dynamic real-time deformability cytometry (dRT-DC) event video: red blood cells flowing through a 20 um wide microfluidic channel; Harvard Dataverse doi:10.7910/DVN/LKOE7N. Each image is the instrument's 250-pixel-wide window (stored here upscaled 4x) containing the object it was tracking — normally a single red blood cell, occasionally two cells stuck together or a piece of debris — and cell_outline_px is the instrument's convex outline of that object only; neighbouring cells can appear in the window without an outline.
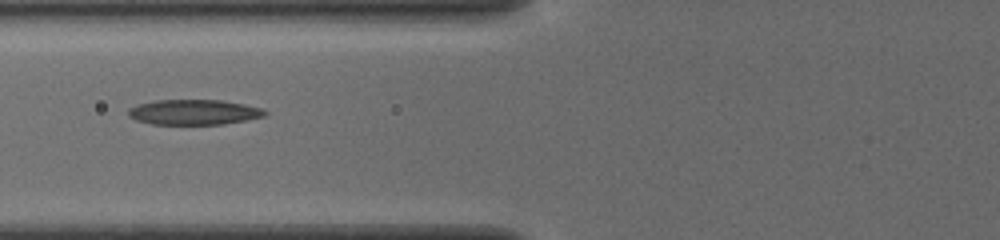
{"species": "common noctule bat (a hibernating species)", "species_latin": "Nyctalus noctula", "temperature_condition": "cold", "stored_images_in_passage": 25, "camera_frame_rate_fps": 3000, "um_per_image_px": 0.085, "animal": {"sex": "female", "body_mass_g": 19.5, "forearm_length_mm": 54.1}, "frame": {"image": 1, "passage_image": 12, "time_ms": 3.667, "image_size_px": [1000, 240], "cell_outline_px": [[268, 112], [264, 116], [224, 124], [152, 124], [136, 120], [128, 116], [128, 108], [136, 104], [156, 100], [220, 100], [244, 104], [264, 108]], "centroid_in_image_um": [16.46, 9.53], "position_along_channel_um": 109.3, "area_um2": 20.11}}
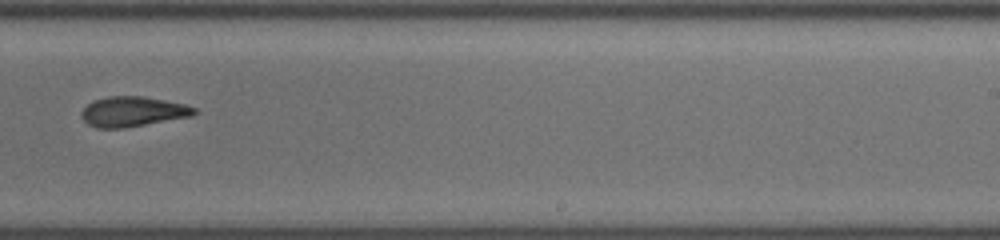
{"frame": {"image": 2, "passage_image": 16, "time_ms": 5.0, "image_size_px": [1000, 240], "cell_outline_px": [[200, 112], [192, 116], [124, 128], [96, 128], [88, 124], [80, 116], [80, 112], [88, 104], [96, 100], [108, 96], [144, 96], [184, 104], [196, 108]], "centroid_in_image_um": [11.3, 9.49], "position_along_channel_um": 277.7, "area_um2": 19.77}}
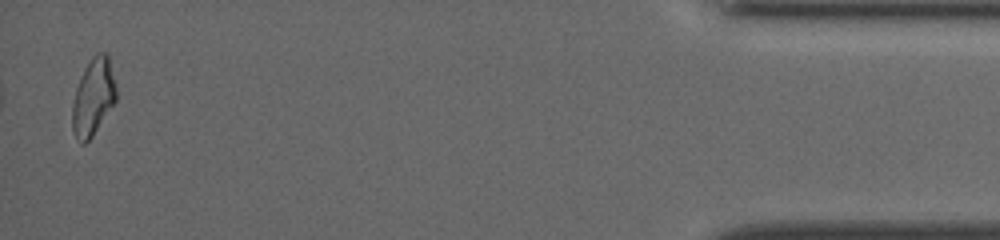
{"frame": {"image": 3, "passage_image": 25, "time_ms": 8.0, "image_size_px": [1000, 240], "cell_outline_px": [[116, 100], [92, 136], [84, 144], [80, 144], [76, 140], [72, 128], [72, 104], [76, 88], [84, 68], [92, 56], [96, 52], [104, 52], [108, 56], [116, 84]], "centroid_in_image_um": [7.91, 8.24], "position_along_channel_um": 427.3, "area_um2": 19.65}}